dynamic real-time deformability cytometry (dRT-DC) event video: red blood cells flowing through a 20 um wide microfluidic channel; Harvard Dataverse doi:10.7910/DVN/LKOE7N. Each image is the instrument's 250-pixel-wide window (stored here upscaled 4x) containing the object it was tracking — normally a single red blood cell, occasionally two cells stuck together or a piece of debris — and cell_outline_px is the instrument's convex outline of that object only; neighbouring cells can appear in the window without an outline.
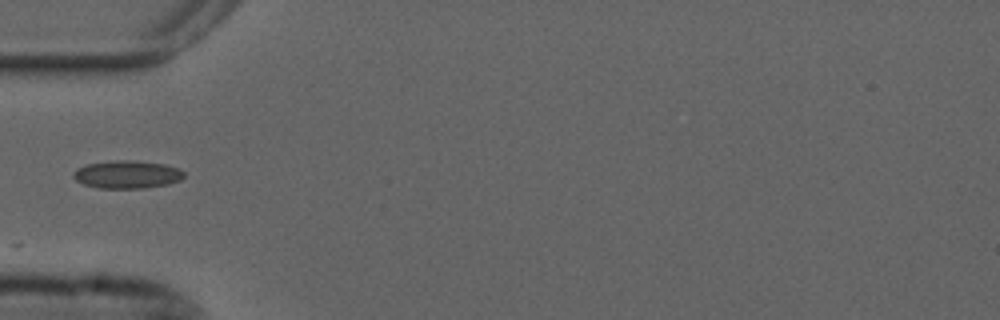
{"species": "common noctule bat (a hibernating species)", "species_latin": "Nyctalus noctula", "temperature_condition": "cold", "stored_images_in_passage": 17, "camera_frame_rate_fps": 3000, "um_per_image_px": 0.085, "animal": {"sex": "male", "forearm_length_mm": 52.5}, "frame": {"image": 1, "passage_image": 1, "time_ms": 0.0, "image_size_px": [1000, 320], "cell_outline_px": [[184, 176], [180, 180], [168, 184], [140, 188], [100, 188], [84, 184], [76, 180], [72, 176], [72, 172], [76, 168], [88, 164], [116, 160], [128, 160], [164, 164], [176, 168], [184, 172]], "centroid_in_image_um": [10.77, 14.83], "position_along_channel_um": 74.2, "area_um2": 17.74}}
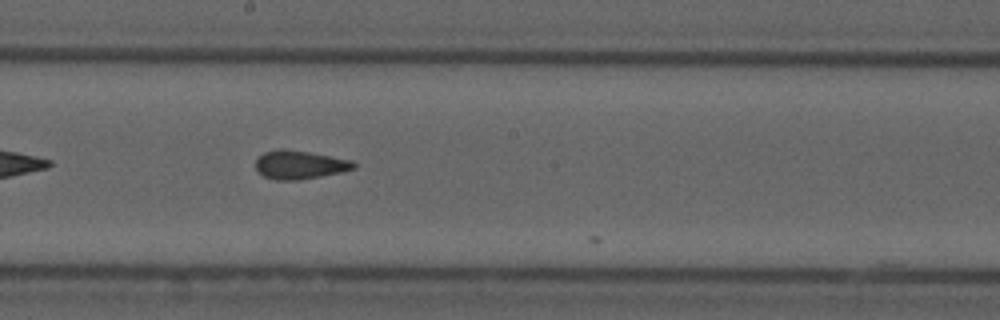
{"frame": {"image": 2, "passage_image": 13, "time_ms": 4.0, "image_size_px": [1000, 320], "cell_outline_px": [[356, 168], [340, 172], [300, 180], [276, 180], [264, 176], [256, 172], [256, 160], [264, 152], [280, 148], [308, 152], [352, 160], [356, 164]], "centroid_in_image_um": [25.45, 14.01], "position_along_channel_um": 222.8, "area_um2": 16.24}}
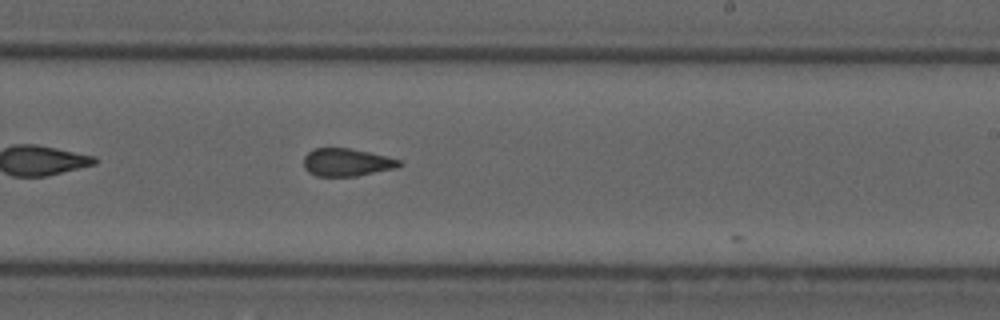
{"frame": {"image": 3, "passage_image": 16, "time_ms": 5.0, "image_size_px": [1000, 320], "cell_outline_px": [[404, 164], [396, 168], [356, 176], [316, 176], [308, 172], [304, 168], [304, 156], [312, 148], [348, 148], [368, 152], [404, 160]], "centroid_in_image_um": [29.49, 13.8], "position_along_channel_um": 259.5, "area_um2": 15.61}}